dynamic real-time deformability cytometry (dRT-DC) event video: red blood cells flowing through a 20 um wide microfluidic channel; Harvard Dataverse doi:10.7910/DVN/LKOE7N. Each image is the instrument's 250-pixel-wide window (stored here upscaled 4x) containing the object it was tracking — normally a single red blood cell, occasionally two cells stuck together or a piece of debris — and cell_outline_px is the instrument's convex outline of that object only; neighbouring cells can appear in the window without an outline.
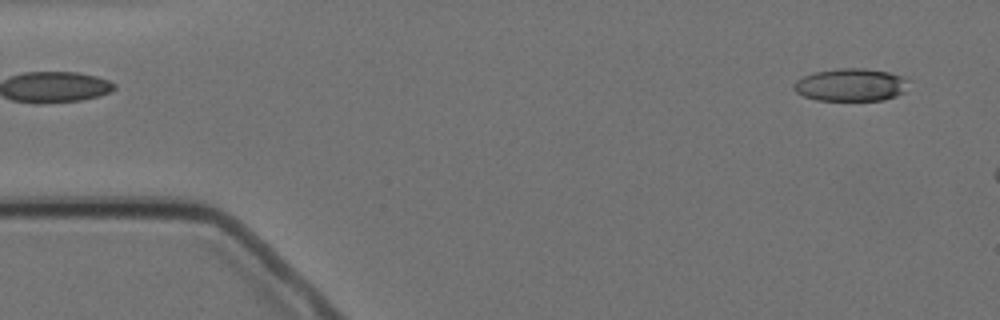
{"species": "Egyptian fruit bat (a non-hibernating species)", "species_latin": "Rousettus aegyptiacus", "temperature_condition": "cold", "stored_images_in_passage": 2, "camera_frame_rate_fps": 3000, "um_per_image_px": 0.085, "animal": {"sex": "female"}, "frame": {"image": 1, "passage_image": 2, "time_ms": 1.0, "image_size_px": [1000, 320], "cell_outline_px": [[908, 80], [904, 92], [896, 96], [884, 100], [816, 100], [804, 96], [796, 92], [792, 88], [792, 84], [796, 80], [812, 72], [836, 68], [864, 68], [888, 72], [904, 76]], "centroid_in_image_um": [72.29, 7.2], "position_along_channel_um": 12.7, "area_um2": 22.08}}